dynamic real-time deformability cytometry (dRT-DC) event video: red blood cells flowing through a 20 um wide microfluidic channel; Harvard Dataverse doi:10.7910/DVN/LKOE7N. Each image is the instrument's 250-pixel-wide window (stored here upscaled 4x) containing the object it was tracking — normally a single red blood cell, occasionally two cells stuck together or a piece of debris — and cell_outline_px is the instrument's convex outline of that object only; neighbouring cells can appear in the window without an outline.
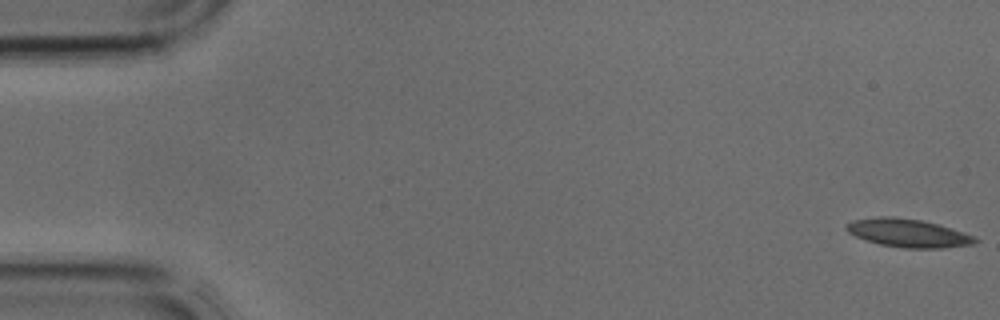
{"species": "common noctule bat (a hibernating species)", "species_latin": "Nyctalus noctula", "temperature_condition": "cold", "stored_images_in_passage": 3, "camera_frame_rate_fps": 3000, "um_per_image_px": 0.085, "animal": {"sex": "male", "body_mass_g": 17.9, "forearm_length_mm": 54.2}, "frame": {"image": 1, "passage_image": 1, "time_ms": 0.0, "image_size_px": [1000, 320], "cell_outline_px": [[980, 240], [972, 244], [940, 248], [904, 248], [880, 244], [856, 236], [848, 232], [844, 228], [852, 220], [876, 216], [892, 216], [920, 220], [940, 224], [976, 236]], "centroid_in_image_um": [77.21, 19.79], "position_along_channel_um": 7.8, "area_um2": 21.21}}